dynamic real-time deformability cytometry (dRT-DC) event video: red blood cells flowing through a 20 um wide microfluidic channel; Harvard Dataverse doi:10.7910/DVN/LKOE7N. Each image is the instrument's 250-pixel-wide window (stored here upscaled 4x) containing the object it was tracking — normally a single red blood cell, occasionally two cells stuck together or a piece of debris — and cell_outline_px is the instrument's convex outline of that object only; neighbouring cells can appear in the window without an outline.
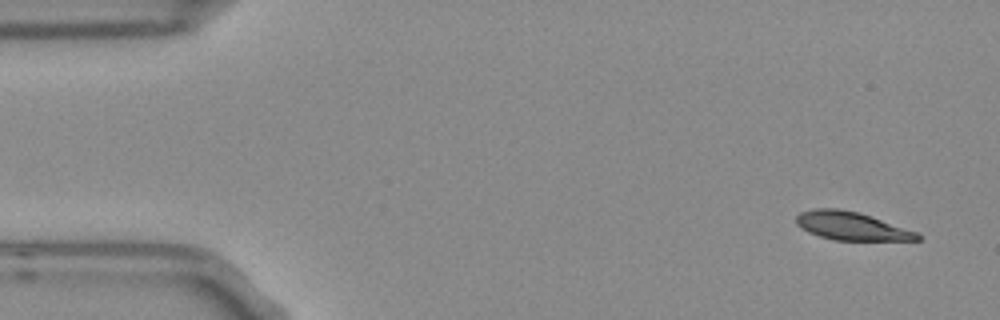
{"species": "Egyptian fruit bat (a non-hibernating species)", "species_latin": "Rousettus aegyptiacus", "temperature_condition": "room temperature", "stored_images_in_passage": 7, "camera_frame_rate_fps": 3000, "um_per_image_px": 0.085, "frame": {"image": 1, "passage_image": 1, "time_ms": 0.0, "image_size_px": [1000, 320], "cell_outline_px": [[920, 240], [836, 240], [820, 236], [808, 232], [796, 224], [796, 216], [800, 212], [812, 208], [840, 208], [860, 212], [916, 232], [920, 236]], "centroid_in_image_um": [72.32, 19.19], "position_along_channel_um": 12.7, "area_um2": 19.83}}
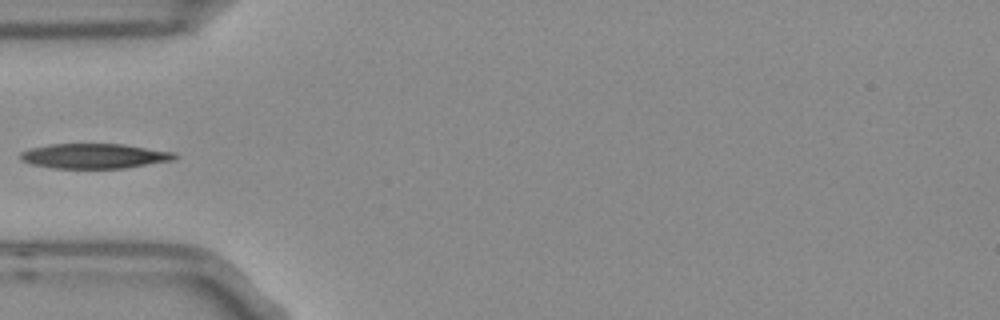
{"frame": {"image": 2, "passage_image": 5, "time_ms": 1.333, "image_size_px": [1000, 320], "cell_outline_px": [[180, 156], [176, 160], [124, 168], [52, 168], [32, 164], [20, 160], [20, 152], [32, 148], [48, 144], [124, 144], [176, 152]], "centroid_in_image_um": [8.08, 13.26], "position_along_channel_um": 76.9, "area_um2": 22.6}}
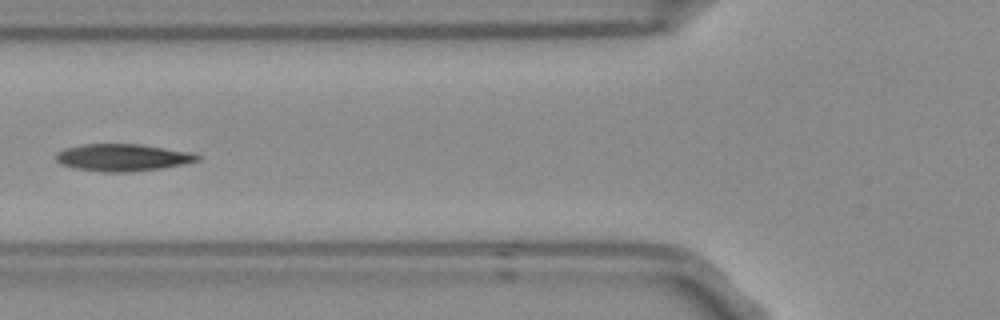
{"frame": {"image": 3, "passage_image": 6, "time_ms": 1.667, "image_size_px": [1000, 320], "cell_outline_px": [[200, 160], [164, 168], [132, 172], [100, 172], [76, 168], [60, 164], [56, 160], [56, 152], [64, 148], [84, 144], [140, 144], [192, 152], [200, 156]], "centroid_in_image_um": [10.42, 13.39], "position_along_channel_um": 115.4, "area_um2": 22.54}}